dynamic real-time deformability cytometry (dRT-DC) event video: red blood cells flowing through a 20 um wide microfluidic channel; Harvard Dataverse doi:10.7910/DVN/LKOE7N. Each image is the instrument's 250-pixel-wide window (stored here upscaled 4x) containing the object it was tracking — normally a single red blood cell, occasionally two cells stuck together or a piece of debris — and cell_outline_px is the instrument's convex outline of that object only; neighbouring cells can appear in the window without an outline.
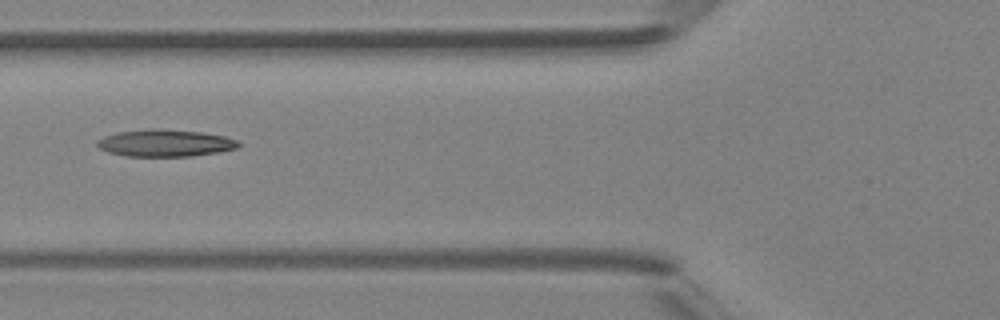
{"species": "Egyptian fruit bat (a non-hibernating species)", "species_latin": "Rousettus aegyptiacus", "temperature_condition": "room temperature", "stored_images_in_passage": 3, "camera_frame_rate_fps": 3000, "um_per_image_px": 0.085, "animal": {"sex": "female"}, "frame": {"image": 1, "passage_image": 3, "time_ms": 2.333, "image_size_px": [1000, 320], "cell_outline_px": [[240, 148], [216, 152], [188, 156], [128, 156], [108, 152], [100, 148], [96, 144], [104, 136], [116, 132], [148, 128], [160, 128], [200, 132], [224, 136], [236, 140], [240, 144]], "centroid_in_image_um": [14.03, 12.15], "position_along_channel_um": 111.8, "area_um2": 22.2}}